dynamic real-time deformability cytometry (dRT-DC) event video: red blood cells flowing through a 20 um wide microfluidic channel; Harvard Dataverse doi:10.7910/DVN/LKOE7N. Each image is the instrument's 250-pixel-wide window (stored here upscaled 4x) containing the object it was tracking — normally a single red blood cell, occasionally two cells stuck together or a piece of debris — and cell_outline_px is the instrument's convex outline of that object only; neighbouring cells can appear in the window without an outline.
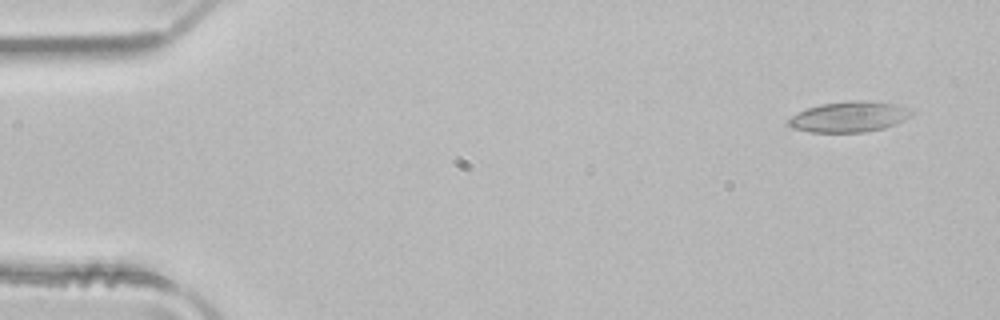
{"species": "common noctule bat (a hibernating species)", "species_latin": "Nyctalus noctula", "temperature_condition": "room temperature", "stored_images_in_passage": 4, "camera_frame_rate_fps": 3000, "um_per_image_px": 0.085, "animal": {"sex": "male", "body_mass_g": 21.5, "forearm_length_mm": 52.0}, "frame": {"image": 1, "passage_image": 1, "time_ms": 0.0, "image_size_px": [1000, 320], "cell_outline_px": [[912, 116], [896, 124], [884, 128], [864, 132], [808, 132], [792, 128], [788, 124], [788, 120], [792, 116], [808, 108], [820, 104], [856, 100], [892, 104], [904, 108], [912, 112]], "centroid_in_image_um": [72.14, 9.95], "position_along_channel_um": 12.9, "area_um2": 21.5}}
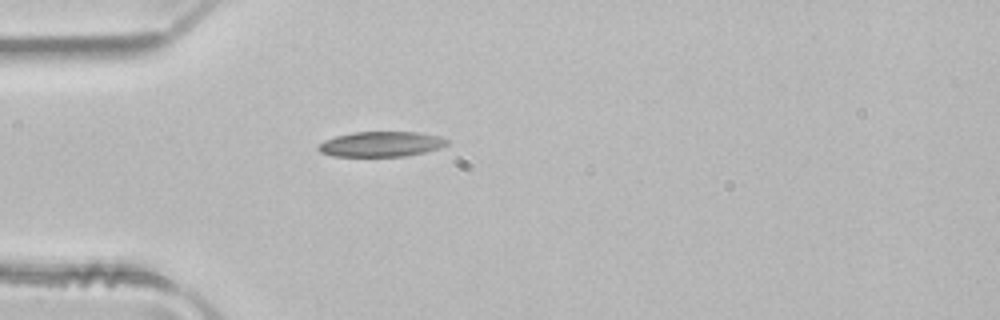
{"frame": {"image": 2, "passage_image": 4, "time_ms": 1.0, "image_size_px": [1000, 320], "cell_outline_px": [[448, 144], [440, 148], [424, 152], [404, 156], [332, 156], [320, 152], [316, 148], [316, 144], [324, 140], [336, 136], [356, 132], [420, 132], [440, 136], [448, 140]], "centroid_in_image_um": [32.37, 12.25], "position_along_channel_um": 52.6, "area_um2": 18.96}}